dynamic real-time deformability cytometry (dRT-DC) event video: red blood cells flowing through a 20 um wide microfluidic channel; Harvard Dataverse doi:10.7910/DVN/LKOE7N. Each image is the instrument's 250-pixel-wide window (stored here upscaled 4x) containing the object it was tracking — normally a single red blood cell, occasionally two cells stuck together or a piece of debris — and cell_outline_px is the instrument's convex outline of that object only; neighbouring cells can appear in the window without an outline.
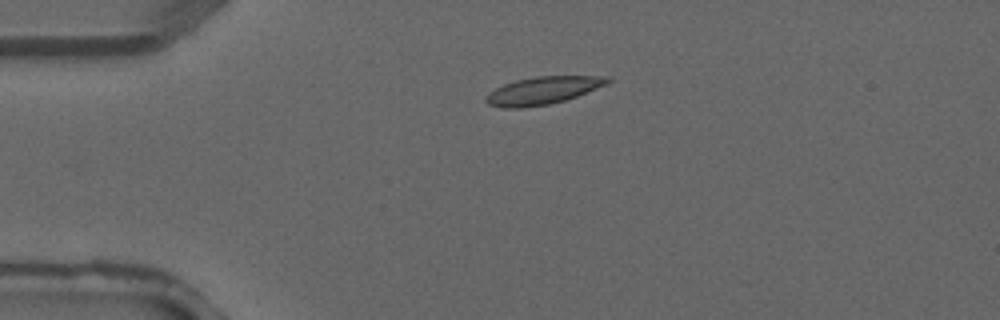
{"species": "common noctule bat (a hibernating species)", "species_latin": "Nyctalus noctula", "temperature_condition": "warm", "stored_images_in_passage": 2, "camera_frame_rate_fps": 3000, "um_per_image_px": 0.085, "animal": {"sex": "male", "forearm_length_mm": 52.5}, "frame": {"image": 1, "passage_image": 2, "time_ms": 0.333, "image_size_px": [1000, 320], "cell_outline_px": [[612, 80], [608, 84], [576, 96], [564, 100], [548, 104], [524, 108], [504, 108], [488, 104], [484, 100], [484, 96], [488, 92], [504, 84], [516, 80], [536, 76], [612, 76]], "centroid_in_image_um": [46.13, 7.69], "position_along_channel_um": 38.9, "area_um2": 19.65}}